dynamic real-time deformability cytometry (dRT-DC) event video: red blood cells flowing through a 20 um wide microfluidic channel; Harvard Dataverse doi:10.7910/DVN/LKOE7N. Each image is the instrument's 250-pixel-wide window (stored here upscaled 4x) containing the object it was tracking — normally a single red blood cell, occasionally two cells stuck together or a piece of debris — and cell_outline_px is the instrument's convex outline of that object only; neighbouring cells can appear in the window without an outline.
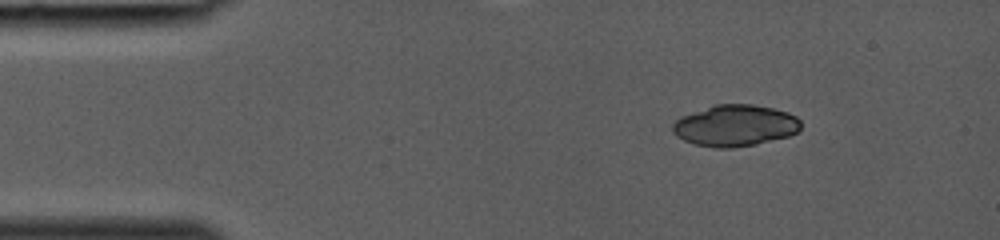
{"species": "common noctule bat (a hibernating species)", "species_latin": "Nyctalus noctula", "temperature_condition": "room temperature", "stored_images_in_passage": 6, "camera_frame_rate_fps": 3000, "um_per_image_px": 0.085, "animal": {"sex": "female", "body_mass_g": 19.0, "forearm_length_mm": 53.3}, "frame": {"image": 1, "passage_image": 1, "time_ms": 0.0, "image_size_px": [1000, 240], "cell_outline_px": [[800, 128], [796, 132], [788, 136], [756, 144], [732, 148], [712, 148], [696, 144], [684, 140], [676, 136], [672, 132], [672, 124], [680, 116], [716, 104], [752, 104], [772, 108], [788, 112], [796, 116], [800, 120]], "centroid_in_image_um": [62.46, 10.67], "position_along_channel_um": 22.5, "area_um2": 30.98}}